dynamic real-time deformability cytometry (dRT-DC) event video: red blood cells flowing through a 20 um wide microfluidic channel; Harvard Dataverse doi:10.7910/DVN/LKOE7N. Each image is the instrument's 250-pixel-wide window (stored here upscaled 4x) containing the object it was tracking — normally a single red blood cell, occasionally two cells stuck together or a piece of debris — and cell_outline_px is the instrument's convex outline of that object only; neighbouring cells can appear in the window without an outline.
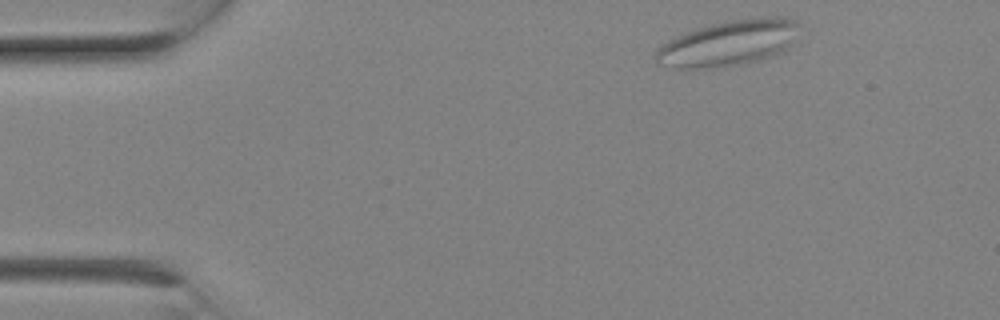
{"species": "Egyptian fruit bat (a non-hibernating species)", "species_latin": "Rousettus aegyptiacus", "temperature_condition": "room temperature", "stored_images_in_passage": 3, "camera_frame_rate_fps": 3000, "um_per_image_px": 0.085, "animal": {"sex": "female"}, "frame": {"image": 1, "passage_image": 1, "time_ms": 0.0, "image_size_px": [1000, 320], "cell_outline_px": [[800, 24], [792, 44], [784, 52], [764, 60], [740, 64], [712, 68], [672, 68], [656, 64], [656, 48], [668, 40], [676, 36], [712, 24], [732, 20], [764, 16], [788, 16], [796, 20]], "centroid_in_image_um": [61.98, 3.67], "position_along_channel_um": 23.0, "area_um2": 38.61}}